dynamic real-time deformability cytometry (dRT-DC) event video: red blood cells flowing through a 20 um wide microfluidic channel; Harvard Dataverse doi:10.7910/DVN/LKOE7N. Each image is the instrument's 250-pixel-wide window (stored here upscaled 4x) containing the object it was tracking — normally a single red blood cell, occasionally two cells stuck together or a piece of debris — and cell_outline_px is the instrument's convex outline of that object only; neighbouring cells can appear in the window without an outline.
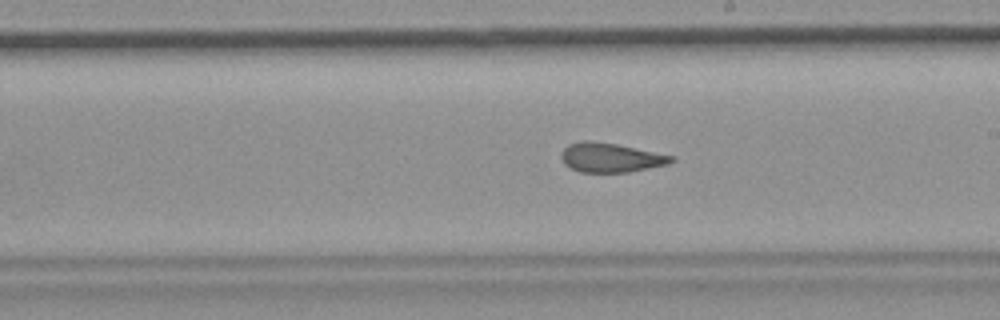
{"species": "common noctule bat (a hibernating species)", "species_latin": "Nyctalus noctula", "temperature_condition": "room temperature", "stored_images_in_passage": 28, "camera_frame_rate_fps": 3000, "um_per_image_px": 0.085, "animal": {"sex": "female", "body_mass_g": 19.9}, "frame": {"image": 1, "passage_image": 16, "time_ms": 5.0, "image_size_px": [1000, 320], "cell_outline_px": [[676, 160], [668, 164], [628, 172], [580, 172], [568, 168], [564, 164], [560, 156], [560, 152], [568, 144], [580, 140], [592, 140], [616, 144], [676, 156]], "centroid_in_image_um": [51.87, 13.39], "position_along_channel_um": 237.1, "area_um2": 19.07}}